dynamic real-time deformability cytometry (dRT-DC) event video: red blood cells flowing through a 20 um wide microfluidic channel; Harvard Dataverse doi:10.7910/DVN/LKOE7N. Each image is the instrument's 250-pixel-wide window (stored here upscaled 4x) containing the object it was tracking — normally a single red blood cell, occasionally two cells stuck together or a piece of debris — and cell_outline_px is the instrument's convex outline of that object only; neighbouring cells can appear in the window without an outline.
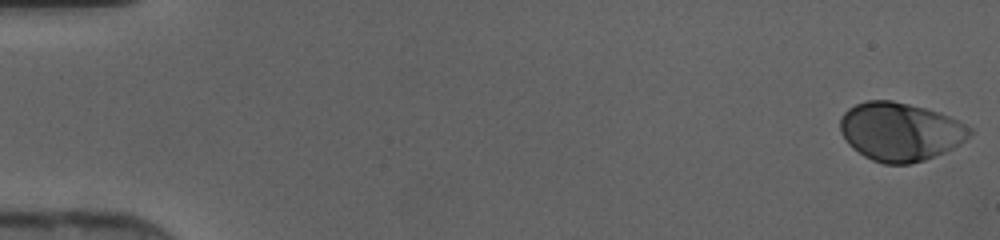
{"species": "human", "species_latin": "Homo sapiens", "temperature_condition": "cold", "stored_images_in_passage": 46, "camera_frame_rate_fps": 3000, "um_per_image_px": 0.085, "donor": {"sex": "female"}, "frame": {"image": 1, "passage_image": 1, "time_ms": 0.0, "image_size_px": [1000, 240], "cell_outline_px": [[972, 132], [960, 144], [944, 152], [924, 160], [908, 164], [884, 164], [872, 160], [864, 156], [852, 148], [848, 144], [840, 132], [840, 120], [844, 112], [848, 108], [856, 104], [868, 100], [892, 100], [940, 112], [972, 128]], "centroid_in_image_um": [76.48, 11.19], "position_along_channel_um": 8.5, "area_um2": 43.99}}
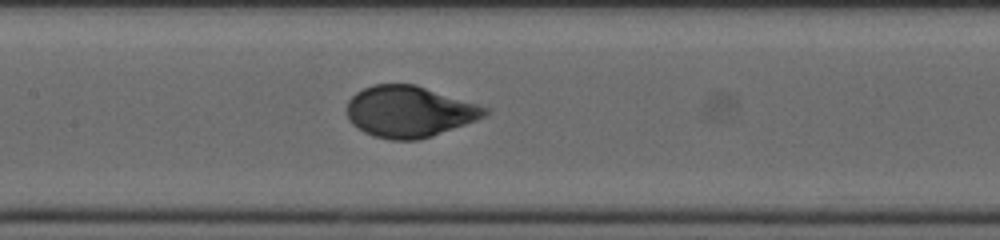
{"frame": {"image": 2, "passage_image": 23, "time_ms": 7.333, "image_size_px": [1000, 240], "cell_outline_px": [[492, 112], [476, 120], [432, 136], [416, 140], [392, 140], [372, 136], [364, 132], [352, 124], [348, 120], [348, 100], [356, 92], [372, 84], [416, 84], [488, 108]], "centroid_in_image_um": [34.77, 9.49], "position_along_channel_um": 172.6, "area_um2": 41.1}}
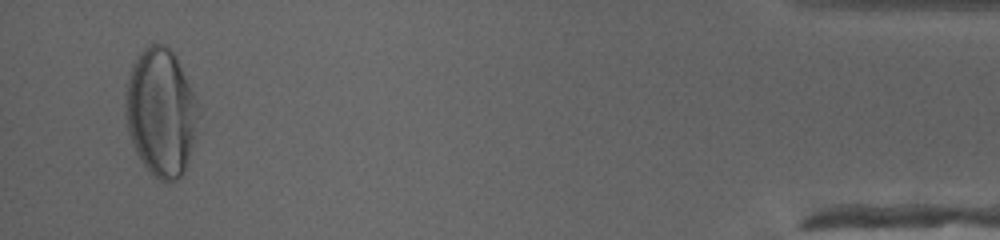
{"frame": {"image": 3, "passage_image": 45, "time_ms": 14.667, "image_size_px": [1000, 240], "cell_outline_px": [[200, 112], [196, 140], [188, 164], [184, 172], [176, 180], [164, 184], [152, 176], [140, 160], [132, 144], [128, 132], [124, 116], [128, 80], [132, 64], [140, 52], [148, 44], [164, 44], [176, 56], [196, 100]], "centroid_in_image_um": [13.69, 9.62], "position_along_channel_um": 421.5, "area_um2": 54.97}}